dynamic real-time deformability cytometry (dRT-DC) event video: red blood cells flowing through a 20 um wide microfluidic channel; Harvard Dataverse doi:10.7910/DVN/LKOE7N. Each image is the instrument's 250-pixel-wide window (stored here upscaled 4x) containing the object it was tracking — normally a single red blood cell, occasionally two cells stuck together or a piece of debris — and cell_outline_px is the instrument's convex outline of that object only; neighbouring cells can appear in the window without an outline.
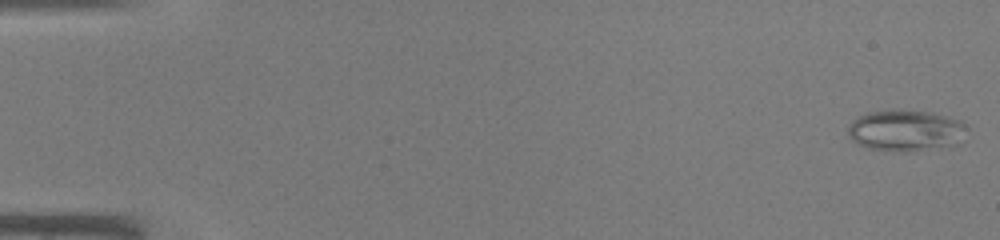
{"species": "common noctule bat (a hibernating species)", "species_latin": "Nyctalus noctula", "temperature_condition": "warm", "stored_images_in_passage": 45, "camera_frame_rate_fps": 3000, "um_per_image_px": 0.085, "animal": {"sex": "male", "body_mass_g": 19.0, "forearm_length_mm": 50.8}, "frame": {"image": 1, "passage_image": 1, "time_ms": 0.0, "image_size_px": [1000, 240], "cell_outline_px": [[964, 124], [944, 144], [916, 148], [868, 148], [852, 140], [848, 136], [848, 124], [852, 120], [868, 112], [892, 108], [900, 108], [932, 112], [948, 116], [960, 120]], "centroid_in_image_um": [76.71, 10.95], "position_along_channel_um": 8.3, "area_um2": 26.24}}
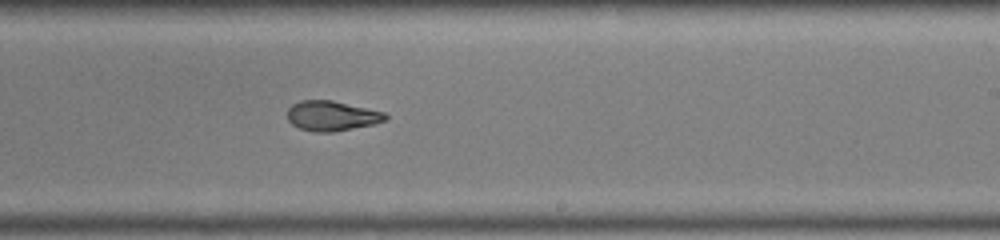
{"frame": {"image": 2, "passage_image": 28, "time_ms": 9.0, "image_size_px": [1000, 240], "cell_outline_px": [[388, 116], [384, 120], [372, 124], [332, 132], [312, 132], [300, 128], [292, 124], [288, 120], [288, 108], [292, 104], [300, 100], [332, 100], [384, 112]], "centroid_in_image_um": [28.16, 9.84], "position_along_channel_um": 260.8, "area_um2": 16.94}}
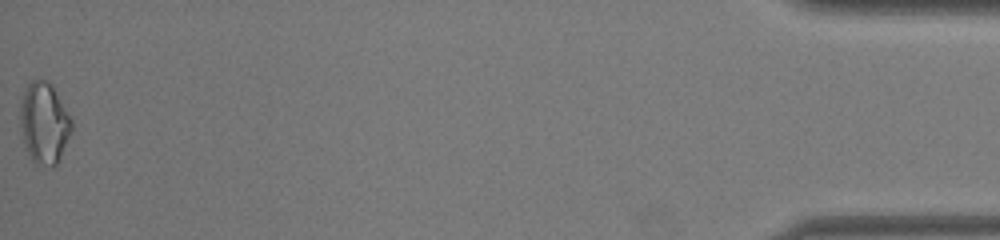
{"frame": {"image": 3, "passage_image": 45, "time_ms": 14.667, "image_size_px": [1000, 240], "cell_outline_px": [[72, 132], [56, 164], [52, 168], [36, 164], [32, 160], [24, 144], [20, 132], [20, 104], [24, 92], [28, 84], [32, 80], [48, 80], [52, 84], [72, 120]], "centroid_in_image_um": [3.75, 10.47], "position_along_channel_um": 431.5, "area_um2": 24.45}}